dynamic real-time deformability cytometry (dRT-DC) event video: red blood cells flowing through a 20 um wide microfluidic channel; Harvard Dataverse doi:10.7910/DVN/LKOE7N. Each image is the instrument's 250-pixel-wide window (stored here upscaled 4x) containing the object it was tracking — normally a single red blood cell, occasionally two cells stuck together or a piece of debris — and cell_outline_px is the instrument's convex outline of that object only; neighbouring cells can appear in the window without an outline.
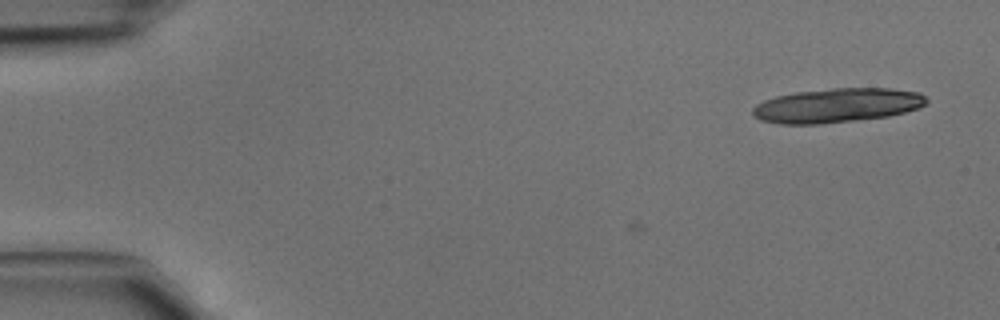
{"species": "common noctule bat (a hibernating species)", "species_latin": "Nyctalus noctula", "temperature_condition": "cold", "stored_images_in_passage": 2, "camera_frame_rate_fps": 3000, "um_per_image_px": 0.085, "animal": {"sex": "male", "body_mass_g": 15.6}, "frame": {"image": 1, "passage_image": 2, "time_ms": 0.333, "image_size_px": [1000, 320], "cell_outline_px": [[928, 104], [920, 108], [888, 116], [820, 124], [780, 124], [760, 120], [752, 112], [752, 108], [756, 104], [764, 100], [776, 96], [796, 92], [832, 88], [892, 88], [920, 92], [928, 100]], "centroid_in_image_um": [71.18, 8.95], "position_along_channel_um": 13.8, "area_um2": 34.8}}